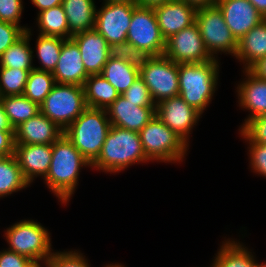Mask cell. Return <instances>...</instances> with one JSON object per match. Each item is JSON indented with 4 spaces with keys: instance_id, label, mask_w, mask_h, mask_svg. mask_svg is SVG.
Listing matches in <instances>:
<instances>
[{
    "instance_id": "30",
    "label": "cell",
    "mask_w": 266,
    "mask_h": 267,
    "mask_svg": "<svg viewBox=\"0 0 266 267\" xmlns=\"http://www.w3.org/2000/svg\"><path fill=\"white\" fill-rule=\"evenodd\" d=\"M0 100L13 128L40 112L39 105L24 95L4 96Z\"/></svg>"
},
{
    "instance_id": "39",
    "label": "cell",
    "mask_w": 266,
    "mask_h": 267,
    "mask_svg": "<svg viewBox=\"0 0 266 267\" xmlns=\"http://www.w3.org/2000/svg\"><path fill=\"white\" fill-rule=\"evenodd\" d=\"M240 134L249 141L250 164L253 172L266 177V144L252 143L241 131Z\"/></svg>"
},
{
    "instance_id": "44",
    "label": "cell",
    "mask_w": 266,
    "mask_h": 267,
    "mask_svg": "<svg viewBox=\"0 0 266 267\" xmlns=\"http://www.w3.org/2000/svg\"><path fill=\"white\" fill-rule=\"evenodd\" d=\"M32 3L39 9V12L53 8L57 5H62L63 0H31Z\"/></svg>"
},
{
    "instance_id": "34",
    "label": "cell",
    "mask_w": 266,
    "mask_h": 267,
    "mask_svg": "<svg viewBox=\"0 0 266 267\" xmlns=\"http://www.w3.org/2000/svg\"><path fill=\"white\" fill-rule=\"evenodd\" d=\"M151 57L145 50L136 48L127 41L109 45V58L126 61L139 72Z\"/></svg>"
},
{
    "instance_id": "52",
    "label": "cell",
    "mask_w": 266,
    "mask_h": 267,
    "mask_svg": "<svg viewBox=\"0 0 266 267\" xmlns=\"http://www.w3.org/2000/svg\"><path fill=\"white\" fill-rule=\"evenodd\" d=\"M259 267H266V263L260 264Z\"/></svg>"
},
{
    "instance_id": "22",
    "label": "cell",
    "mask_w": 266,
    "mask_h": 267,
    "mask_svg": "<svg viewBox=\"0 0 266 267\" xmlns=\"http://www.w3.org/2000/svg\"><path fill=\"white\" fill-rule=\"evenodd\" d=\"M266 56V19L249 30L238 40L236 59L243 62L247 70L258 59Z\"/></svg>"
},
{
    "instance_id": "28",
    "label": "cell",
    "mask_w": 266,
    "mask_h": 267,
    "mask_svg": "<svg viewBox=\"0 0 266 267\" xmlns=\"http://www.w3.org/2000/svg\"><path fill=\"white\" fill-rule=\"evenodd\" d=\"M28 185L15 155L0 157V197L11 195Z\"/></svg>"
},
{
    "instance_id": "46",
    "label": "cell",
    "mask_w": 266,
    "mask_h": 267,
    "mask_svg": "<svg viewBox=\"0 0 266 267\" xmlns=\"http://www.w3.org/2000/svg\"><path fill=\"white\" fill-rule=\"evenodd\" d=\"M170 1L172 0H137L136 5L138 7L155 8Z\"/></svg>"
},
{
    "instance_id": "38",
    "label": "cell",
    "mask_w": 266,
    "mask_h": 267,
    "mask_svg": "<svg viewBox=\"0 0 266 267\" xmlns=\"http://www.w3.org/2000/svg\"><path fill=\"white\" fill-rule=\"evenodd\" d=\"M29 28L0 21V56Z\"/></svg>"
},
{
    "instance_id": "51",
    "label": "cell",
    "mask_w": 266,
    "mask_h": 267,
    "mask_svg": "<svg viewBox=\"0 0 266 267\" xmlns=\"http://www.w3.org/2000/svg\"><path fill=\"white\" fill-rule=\"evenodd\" d=\"M30 267H41L40 263H33Z\"/></svg>"
},
{
    "instance_id": "36",
    "label": "cell",
    "mask_w": 266,
    "mask_h": 267,
    "mask_svg": "<svg viewBox=\"0 0 266 267\" xmlns=\"http://www.w3.org/2000/svg\"><path fill=\"white\" fill-rule=\"evenodd\" d=\"M43 263L46 267H90L78 251L53 252L49 260Z\"/></svg>"
},
{
    "instance_id": "37",
    "label": "cell",
    "mask_w": 266,
    "mask_h": 267,
    "mask_svg": "<svg viewBox=\"0 0 266 267\" xmlns=\"http://www.w3.org/2000/svg\"><path fill=\"white\" fill-rule=\"evenodd\" d=\"M240 131L252 143L266 144V114L250 119Z\"/></svg>"
},
{
    "instance_id": "9",
    "label": "cell",
    "mask_w": 266,
    "mask_h": 267,
    "mask_svg": "<svg viewBox=\"0 0 266 267\" xmlns=\"http://www.w3.org/2000/svg\"><path fill=\"white\" fill-rule=\"evenodd\" d=\"M155 104L179 95L178 64L165 55L152 56L139 72Z\"/></svg>"
},
{
    "instance_id": "26",
    "label": "cell",
    "mask_w": 266,
    "mask_h": 267,
    "mask_svg": "<svg viewBox=\"0 0 266 267\" xmlns=\"http://www.w3.org/2000/svg\"><path fill=\"white\" fill-rule=\"evenodd\" d=\"M211 267H259L252 253L241 243L227 240L217 252Z\"/></svg>"
},
{
    "instance_id": "14",
    "label": "cell",
    "mask_w": 266,
    "mask_h": 267,
    "mask_svg": "<svg viewBox=\"0 0 266 267\" xmlns=\"http://www.w3.org/2000/svg\"><path fill=\"white\" fill-rule=\"evenodd\" d=\"M215 5L237 41L265 19L248 0H217Z\"/></svg>"
},
{
    "instance_id": "50",
    "label": "cell",
    "mask_w": 266,
    "mask_h": 267,
    "mask_svg": "<svg viewBox=\"0 0 266 267\" xmlns=\"http://www.w3.org/2000/svg\"><path fill=\"white\" fill-rule=\"evenodd\" d=\"M106 267H124V266H122L121 264H110V265H107Z\"/></svg>"
},
{
    "instance_id": "11",
    "label": "cell",
    "mask_w": 266,
    "mask_h": 267,
    "mask_svg": "<svg viewBox=\"0 0 266 267\" xmlns=\"http://www.w3.org/2000/svg\"><path fill=\"white\" fill-rule=\"evenodd\" d=\"M163 55L177 64L202 63L214 59L206 50L196 22L166 39Z\"/></svg>"
},
{
    "instance_id": "18",
    "label": "cell",
    "mask_w": 266,
    "mask_h": 267,
    "mask_svg": "<svg viewBox=\"0 0 266 267\" xmlns=\"http://www.w3.org/2000/svg\"><path fill=\"white\" fill-rule=\"evenodd\" d=\"M63 130L41 112L14 128L15 144L53 145Z\"/></svg>"
},
{
    "instance_id": "23",
    "label": "cell",
    "mask_w": 266,
    "mask_h": 267,
    "mask_svg": "<svg viewBox=\"0 0 266 267\" xmlns=\"http://www.w3.org/2000/svg\"><path fill=\"white\" fill-rule=\"evenodd\" d=\"M62 6L72 36L94 29L96 15L94 0H63Z\"/></svg>"
},
{
    "instance_id": "3",
    "label": "cell",
    "mask_w": 266,
    "mask_h": 267,
    "mask_svg": "<svg viewBox=\"0 0 266 267\" xmlns=\"http://www.w3.org/2000/svg\"><path fill=\"white\" fill-rule=\"evenodd\" d=\"M217 59L178 64L179 96L201 114L210 103L219 75Z\"/></svg>"
},
{
    "instance_id": "27",
    "label": "cell",
    "mask_w": 266,
    "mask_h": 267,
    "mask_svg": "<svg viewBox=\"0 0 266 267\" xmlns=\"http://www.w3.org/2000/svg\"><path fill=\"white\" fill-rule=\"evenodd\" d=\"M38 27L41 35L70 39L68 21L62 5L45 9L38 13Z\"/></svg>"
},
{
    "instance_id": "31",
    "label": "cell",
    "mask_w": 266,
    "mask_h": 267,
    "mask_svg": "<svg viewBox=\"0 0 266 267\" xmlns=\"http://www.w3.org/2000/svg\"><path fill=\"white\" fill-rule=\"evenodd\" d=\"M66 39L55 36L38 35L36 40L37 56L41 66L35 67L40 71L53 72L60 57L61 47Z\"/></svg>"
},
{
    "instance_id": "49",
    "label": "cell",
    "mask_w": 266,
    "mask_h": 267,
    "mask_svg": "<svg viewBox=\"0 0 266 267\" xmlns=\"http://www.w3.org/2000/svg\"><path fill=\"white\" fill-rule=\"evenodd\" d=\"M105 2H121V3H129L136 4L137 0H104Z\"/></svg>"
},
{
    "instance_id": "45",
    "label": "cell",
    "mask_w": 266,
    "mask_h": 267,
    "mask_svg": "<svg viewBox=\"0 0 266 267\" xmlns=\"http://www.w3.org/2000/svg\"><path fill=\"white\" fill-rule=\"evenodd\" d=\"M0 131H14L13 126L10 124L8 116L0 100Z\"/></svg>"
},
{
    "instance_id": "41",
    "label": "cell",
    "mask_w": 266,
    "mask_h": 267,
    "mask_svg": "<svg viewBox=\"0 0 266 267\" xmlns=\"http://www.w3.org/2000/svg\"><path fill=\"white\" fill-rule=\"evenodd\" d=\"M34 262L10 250L0 251V267H30Z\"/></svg>"
},
{
    "instance_id": "5",
    "label": "cell",
    "mask_w": 266,
    "mask_h": 267,
    "mask_svg": "<svg viewBox=\"0 0 266 267\" xmlns=\"http://www.w3.org/2000/svg\"><path fill=\"white\" fill-rule=\"evenodd\" d=\"M40 112L63 131L87 108L83 86L55 83Z\"/></svg>"
},
{
    "instance_id": "43",
    "label": "cell",
    "mask_w": 266,
    "mask_h": 267,
    "mask_svg": "<svg viewBox=\"0 0 266 267\" xmlns=\"http://www.w3.org/2000/svg\"><path fill=\"white\" fill-rule=\"evenodd\" d=\"M247 70L258 79L266 80V56L258 59Z\"/></svg>"
},
{
    "instance_id": "47",
    "label": "cell",
    "mask_w": 266,
    "mask_h": 267,
    "mask_svg": "<svg viewBox=\"0 0 266 267\" xmlns=\"http://www.w3.org/2000/svg\"><path fill=\"white\" fill-rule=\"evenodd\" d=\"M182 1L196 7L197 9L202 7L214 6L217 3V0H182Z\"/></svg>"
},
{
    "instance_id": "32",
    "label": "cell",
    "mask_w": 266,
    "mask_h": 267,
    "mask_svg": "<svg viewBox=\"0 0 266 267\" xmlns=\"http://www.w3.org/2000/svg\"><path fill=\"white\" fill-rule=\"evenodd\" d=\"M55 84L52 72L33 69L29 72L23 95L40 105Z\"/></svg>"
},
{
    "instance_id": "40",
    "label": "cell",
    "mask_w": 266,
    "mask_h": 267,
    "mask_svg": "<svg viewBox=\"0 0 266 267\" xmlns=\"http://www.w3.org/2000/svg\"><path fill=\"white\" fill-rule=\"evenodd\" d=\"M22 0H0V21L19 25L23 4Z\"/></svg>"
},
{
    "instance_id": "35",
    "label": "cell",
    "mask_w": 266,
    "mask_h": 267,
    "mask_svg": "<svg viewBox=\"0 0 266 267\" xmlns=\"http://www.w3.org/2000/svg\"><path fill=\"white\" fill-rule=\"evenodd\" d=\"M128 101L138 103L140 107H156L149 93L148 87L143 79L138 76L136 80L129 86V88L122 93Z\"/></svg>"
},
{
    "instance_id": "25",
    "label": "cell",
    "mask_w": 266,
    "mask_h": 267,
    "mask_svg": "<svg viewBox=\"0 0 266 267\" xmlns=\"http://www.w3.org/2000/svg\"><path fill=\"white\" fill-rule=\"evenodd\" d=\"M31 30L28 29L1 56L0 67L33 70V51L30 48Z\"/></svg>"
},
{
    "instance_id": "8",
    "label": "cell",
    "mask_w": 266,
    "mask_h": 267,
    "mask_svg": "<svg viewBox=\"0 0 266 267\" xmlns=\"http://www.w3.org/2000/svg\"><path fill=\"white\" fill-rule=\"evenodd\" d=\"M196 23L208 53L215 58L218 52L235 56L238 41L224 21L221 10L216 6L197 9Z\"/></svg>"
},
{
    "instance_id": "4",
    "label": "cell",
    "mask_w": 266,
    "mask_h": 267,
    "mask_svg": "<svg viewBox=\"0 0 266 267\" xmlns=\"http://www.w3.org/2000/svg\"><path fill=\"white\" fill-rule=\"evenodd\" d=\"M106 116V109L87 107L63 132L90 164L100 155L111 127Z\"/></svg>"
},
{
    "instance_id": "24",
    "label": "cell",
    "mask_w": 266,
    "mask_h": 267,
    "mask_svg": "<svg viewBox=\"0 0 266 267\" xmlns=\"http://www.w3.org/2000/svg\"><path fill=\"white\" fill-rule=\"evenodd\" d=\"M87 107L106 109L120 93L101 74L89 75L83 85Z\"/></svg>"
},
{
    "instance_id": "29",
    "label": "cell",
    "mask_w": 266,
    "mask_h": 267,
    "mask_svg": "<svg viewBox=\"0 0 266 267\" xmlns=\"http://www.w3.org/2000/svg\"><path fill=\"white\" fill-rule=\"evenodd\" d=\"M101 75L110 82L121 95L136 78H138L139 71L134 69L126 61L109 58L102 69Z\"/></svg>"
},
{
    "instance_id": "1",
    "label": "cell",
    "mask_w": 266,
    "mask_h": 267,
    "mask_svg": "<svg viewBox=\"0 0 266 267\" xmlns=\"http://www.w3.org/2000/svg\"><path fill=\"white\" fill-rule=\"evenodd\" d=\"M83 166L91 164L63 134L52 145V160L43 178L62 203L66 204L74 193Z\"/></svg>"
},
{
    "instance_id": "20",
    "label": "cell",
    "mask_w": 266,
    "mask_h": 267,
    "mask_svg": "<svg viewBox=\"0 0 266 267\" xmlns=\"http://www.w3.org/2000/svg\"><path fill=\"white\" fill-rule=\"evenodd\" d=\"M55 83L83 86L89 76L82 62L78 45L70 38L61 47L56 68L52 72Z\"/></svg>"
},
{
    "instance_id": "21",
    "label": "cell",
    "mask_w": 266,
    "mask_h": 267,
    "mask_svg": "<svg viewBox=\"0 0 266 267\" xmlns=\"http://www.w3.org/2000/svg\"><path fill=\"white\" fill-rule=\"evenodd\" d=\"M245 81L237 87L239 105L250 110L248 118L245 119L241 128L250 120L262 114H266V80H261L251 74L248 70Z\"/></svg>"
},
{
    "instance_id": "13",
    "label": "cell",
    "mask_w": 266,
    "mask_h": 267,
    "mask_svg": "<svg viewBox=\"0 0 266 267\" xmlns=\"http://www.w3.org/2000/svg\"><path fill=\"white\" fill-rule=\"evenodd\" d=\"M201 115L179 95L156 104V116L187 145L189 134Z\"/></svg>"
},
{
    "instance_id": "6",
    "label": "cell",
    "mask_w": 266,
    "mask_h": 267,
    "mask_svg": "<svg viewBox=\"0 0 266 267\" xmlns=\"http://www.w3.org/2000/svg\"><path fill=\"white\" fill-rule=\"evenodd\" d=\"M48 230L33 220L13 224L5 231L8 250L28 257L34 263L48 261L52 256Z\"/></svg>"
},
{
    "instance_id": "7",
    "label": "cell",
    "mask_w": 266,
    "mask_h": 267,
    "mask_svg": "<svg viewBox=\"0 0 266 267\" xmlns=\"http://www.w3.org/2000/svg\"><path fill=\"white\" fill-rule=\"evenodd\" d=\"M146 157L151 161L180 162L188 145L157 116L139 132Z\"/></svg>"
},
{
    "instance_id": "12",
    "label": "cell",
    "mask_w": 266,
    "mask_h": 267,
    "mask_svg": "<svg viewBox=\"0 0 266 267\" xmlns=\"http://www.w3.org/2000/svg\"><path fill=\"white\" fill-rule=\"evenodd\" d=\"M96 9L94 29L101 34L109 45L127 41V33L136 4L104 2Z\"/></svg>"
},
{
    "instance_id": "17",
    "label": "cell",
    "mask_w": 266,
    "mask_h": 267,
    "mask_svg": "<svg viewBox=\"0 0 266 267\" xmlns=\"http://www.w3.org/2000/svg\"><path fill=\"white\" fill-rule=\"evenodd\" d=\"M71 39L78 45L88 75L101 74L109 59V44L95 29L75 34Z\"/></svg>"
},
{
    "instance_id": "19",
    "label": "cell",
    "mask_w": 266,
    "mask_h": 267,
    "mask_svg": "<svg viewBox=\"0 0 266 267\" xmlns=\"http://www.w3.org/2000/svg\"><path fill=\"white\" fill-rule=\"evenodd\" d=\"M14 155L26 181L36 176L46 177L52 160V145L15 144Z\"/></svg>"
},
{
    "instance_id": "10",
    "label": "cell",
    "mask_w": 266,
    "mask_h": 267,
    "mask_svg": "<svg viewBox=\"0 0 266 267\" xmlns=\"http://www.w3.org/2000/svg\"><path fill=\"white\" fill-rule=\"evenodd\" d=\"M127 42L136 48L145 50L151 56L164 54L165 39L160 32L153 8L137 6L133 10Z\"/></svg>"
},
{
    "instance_id": "48",
    "label": "cell",
    "mask_w": 266,
    "mask_h": 267,
    "mask_svg": "<svg viewBox=\"0 0 266 267\" xmlns=\"http://www.w3.org/2000/svg\"><path fill=\"white\" fill-rule=\"evenodd\" d=\"M266 19V0H248Z\"/></svg>"
},
{
    "instance_id": "33",
    "label": "cell",
    "mask_w": 266,
    "mask_h": 267,
    "mask_svg": "<svg viewBox=\"0 0 266 267\" xmlns=\"http://www.w3.org/2000/svg\"><path fill=\"white\" fill-rule=\"evenodd\" d=\"M30 71L0 67V97L23 95Z\"/></svg>"
},
{
    "instance_id": "15",
    "label": "cell",
    "mask_w": 266,
    "mask_h": 267,
    "mask_svg": "<svg viewBox=\"0 0 266 267\" xmlns=\"http://www.w3.org/2000/svg\"><path fill=\"white\" fill-rule=\"evenodd\" d=\"M106 112L112 126L140 132L156 116V107H140L120 95Z\"/></svg>"
},
{
    "instance_id": "42",
    "label": "cell",
    "mask_w": 266,
    "mask_h": 267,
    "mask_svg": "<svg viewBox=\"0 0 266 267\" xmlns=\"http://www.w3.org/2000/svg\"><path fill=\"white\" fill-rule=\"evenodd\" d=\"M14 131H0V157L14 154Z\"/></svg>"
},
{
    "instance_id": "16",
    "label": "cell",
    "mask_w": 266,
    "mask_h": 267,
    "mask_svg": "<svg viewBox=\"0 0 266 267\" xmlns=\"http://www.w3.org/2000/svg\"><path fill=\"white\" fill-rule=\"evenodd\" d=\"M153 9L165 40L196 22L197 8L182 0H172Z\"/></svg>"
},
{
    "instance_id": "2",
    "label": "cell",
    "mask_w": 266,
    "mask_h": 267,
    "mask_svg": "<svg viewBox=\"0 0 266 267\" xmlns=\"http://www.w3.org/2000/svg\"><path fill=\"white\" fill-rule=\"evenodd\" d=\"M150 161L144 152L139 132L112 126L106 135L102 150L91 167L116 173L132 164Z\"/></svg>"
}]
</instances>
